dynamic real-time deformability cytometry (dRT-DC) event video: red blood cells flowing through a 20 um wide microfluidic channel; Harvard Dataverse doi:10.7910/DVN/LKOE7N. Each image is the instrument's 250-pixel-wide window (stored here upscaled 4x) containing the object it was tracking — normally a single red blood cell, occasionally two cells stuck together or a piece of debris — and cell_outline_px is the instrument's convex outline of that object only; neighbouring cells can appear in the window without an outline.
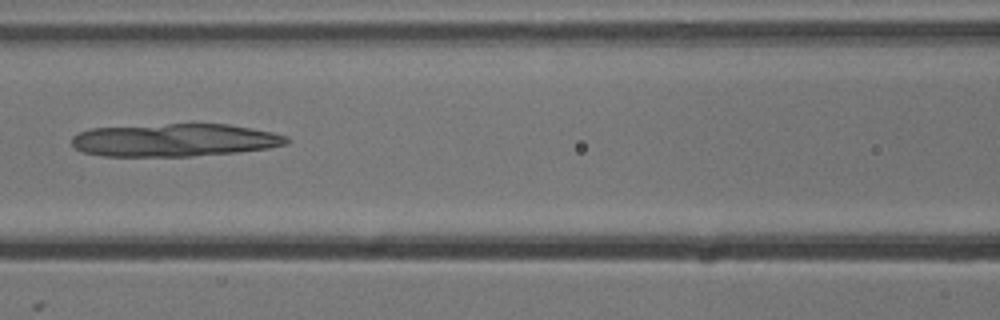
{"species": "common noctule bat (a hibernating species)", "species_latin": "Nyctalus noctula", "temperature_condition": "cold", "stored_images_in_passage": 3, "camera_frame_rate_fps": 3000, "um_per_image_px": 0.085, "animal": {"sex": "male", "body_mass_g": 13.3}, "frame": {"image": 1, "passage_image": 3, "time_ms": 0.667, "image_size_px": [1000, 320], "cell_outline_px": [[292, 140], [288, 144], [268, 148], [236, 152], [192, 156], [104, 156], [84, 152], [76, 148], [72, 144], [72, 136], [88, 128], [192, 120], [228, 124], [252, 128], [272, 132], [288, 136]], "centroid_in_image_um": [14.87, 11.85], "position_along_channel_um": 151.7, "area_um2": 42.89}}